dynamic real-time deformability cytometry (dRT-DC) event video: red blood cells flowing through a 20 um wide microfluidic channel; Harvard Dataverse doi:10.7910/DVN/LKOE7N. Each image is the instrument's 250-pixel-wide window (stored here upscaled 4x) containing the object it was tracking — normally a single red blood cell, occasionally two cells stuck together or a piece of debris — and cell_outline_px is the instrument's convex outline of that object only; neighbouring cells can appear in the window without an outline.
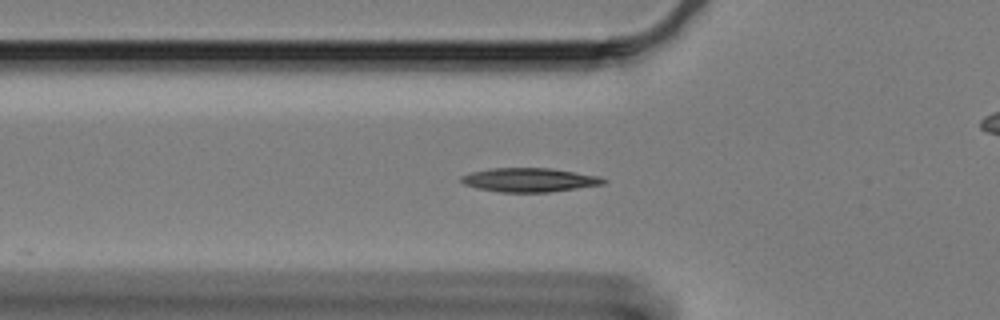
{"species": "Egyptian fruit bat (a non-hibernating species)", "species_latin": "Rousettus aegyptiacus", "temperature_condition": "cold", "stored_images_in_passage": 11, "camera_frame_rate_fps": 3000, "um_per_image_px": 0.085, "animal": {"sex": "female"}, "frame": {"image": 1, "passage_image": 6, "time_ms": 1.667, "image_size_px": [1000, 320], "cell_outline_px": [[608, 180], [604, 184], [548, 192], [500, 192], [476, 188], [464, 184], [460, 180], [460, 176], [472, 172], [488, 168], [552, 168], [600, 176]], "centroid_in_image_um": [44.99, 15.29], "position_along_channel_um": 80.8, "area_um2": 19.88}}
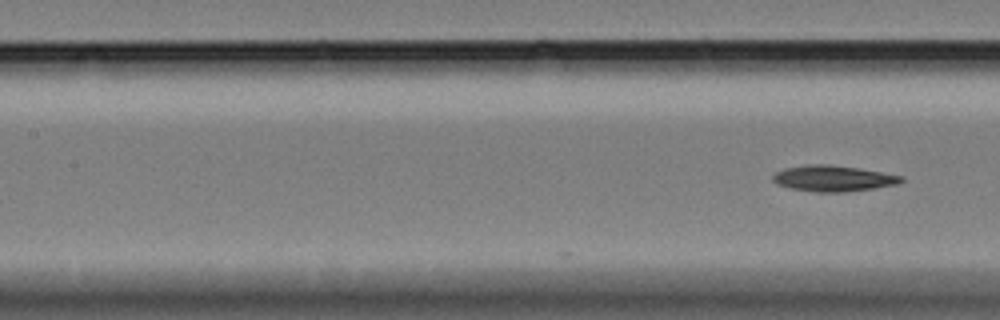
{"frame": {"image": 2, "passage_image": 11, "time_ms": 3.333, "image_size_px": [1000, 320], "cell_outline_px": [[904, 180], [896, 184], [872, 188], [844, 192], [816, 192], [792, 188], [776, 184], [772, 180], [772, 176], [776, 172], [784, 168], [808, 164], [828, 164], [860, 168], [904, 176]], "centroid_in_image_um": [70.8, 15.15], "position_along_channel_um": 136.6, "area_um2": 19.36}}